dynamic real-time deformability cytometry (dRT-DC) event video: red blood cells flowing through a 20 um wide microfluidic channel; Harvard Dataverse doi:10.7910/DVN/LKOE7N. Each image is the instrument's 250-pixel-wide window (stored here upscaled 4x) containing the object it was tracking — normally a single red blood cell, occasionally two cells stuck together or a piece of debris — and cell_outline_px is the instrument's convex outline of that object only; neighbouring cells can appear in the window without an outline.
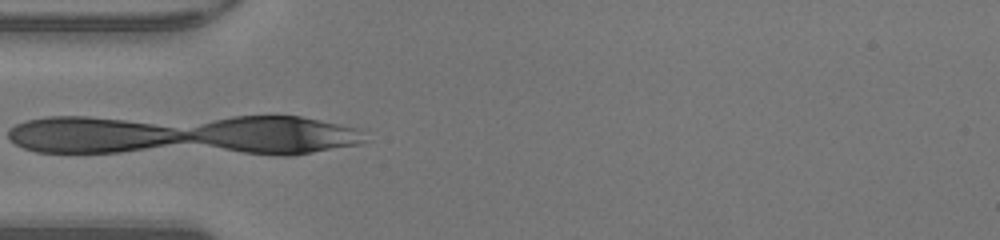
{"species": "human", "species_latin": "Homo sapiens", "temperature_condition": "warm", "stored_images_in_passage": 18, "segment_of_instrument_passage": [3, 3], "camera_frame_rate_fps": 3000, "um_per_image_px": 0.085, "donor": {"sex": "male"}, "frame": {"image": 1, "passage_image": 16, "time_ms": 5.0, "image_size_px": [1000, 240], "cell_outline_px": [[196, 136], [176, 140], [132, 148], [104, 152], [52, 152], [32, 148], [40, 120], [108, 120], [140, 124], [164, 128]], "centroid_in_image_um": [8.42, 11.54], "position_along_channel_um": 76.6, "area_um2": 27.57}}